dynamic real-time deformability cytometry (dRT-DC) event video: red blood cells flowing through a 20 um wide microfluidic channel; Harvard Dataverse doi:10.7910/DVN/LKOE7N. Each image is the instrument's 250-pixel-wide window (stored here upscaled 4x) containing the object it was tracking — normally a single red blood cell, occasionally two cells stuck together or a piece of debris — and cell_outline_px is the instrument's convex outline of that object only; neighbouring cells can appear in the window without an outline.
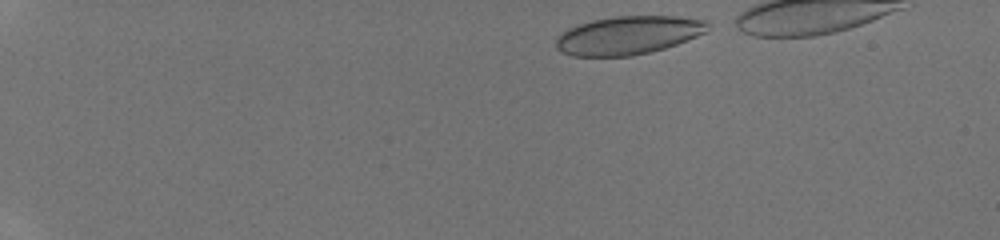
{"species": "human", "species_latin": "Homo sapiens", "temperature_condition": "room temperature", "stored_images_in_passage": 36, "camera_frame_rate_fps": 3000, "um_per_image_px": 0.085, "donor": {"sex": "male"}, "frame": {"image": 1, "passage_image": 1, "time_ms": 0.0, "image_size_px": [1000, 240], "cell_outline_px": [[712, 28], [696, 36], [676, 44], [664, 48], [632, 56], [572, 56], [560, 52], [556, 48], [556, 40], [568, 28], [592, 20], [616, 16], [676, 16], [708, 20]], "centroid_in_image_um": [53.42, 2.99], "position_along_channel_um": 31.6, "area_um2": 33.87}}
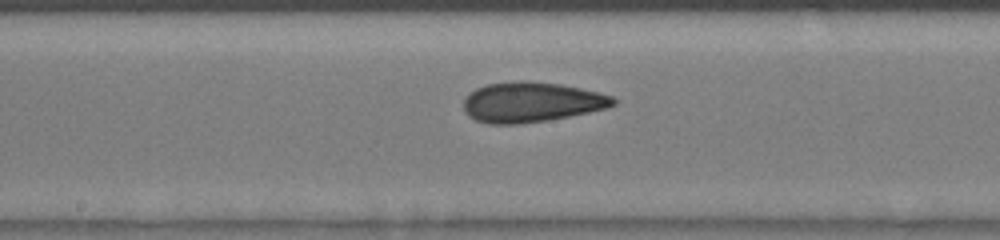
{"frame": {"image": 2, "passage_image": 19, "time_ms": 6.0, "image_size_px": [1000, 240], "cell_outline_px": [[616, 104], [608, 108], [548, 120], [520, 124], [488, 124], [476, 120], [468, 116], [464, 112], [464, 96], [476, 88], [488, 84], [524, 80], [528, 80], [560, 84], [580, 88], [612, 96], [616, 100]], "centroid_in_image_um": [45.14, 8.68], "position_along_channel_um": 203.1, "area_um2": 35.03}}
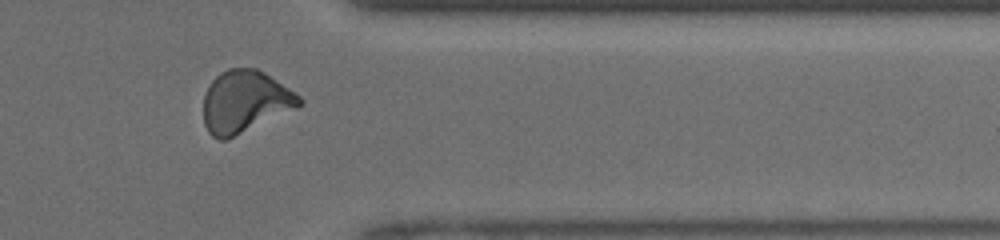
{"frame": {"image": 3, "passage_image": 31, "time_ms": 10.0, "image_size_px": [1000, 240], "cell_outline_px": [[304, 104], [224, 140], [220, 140], [212, 136], [208, 132], [204, 124], [204, 92], [208, 84], [220, 72], [228, 68], [256, 68], [264, 72], [300, 96], [304, 100]], "centroid_in_image_um": [20.79, 8.61], "position_along_channel_um": 390.6, "area_um2": 34.28}}